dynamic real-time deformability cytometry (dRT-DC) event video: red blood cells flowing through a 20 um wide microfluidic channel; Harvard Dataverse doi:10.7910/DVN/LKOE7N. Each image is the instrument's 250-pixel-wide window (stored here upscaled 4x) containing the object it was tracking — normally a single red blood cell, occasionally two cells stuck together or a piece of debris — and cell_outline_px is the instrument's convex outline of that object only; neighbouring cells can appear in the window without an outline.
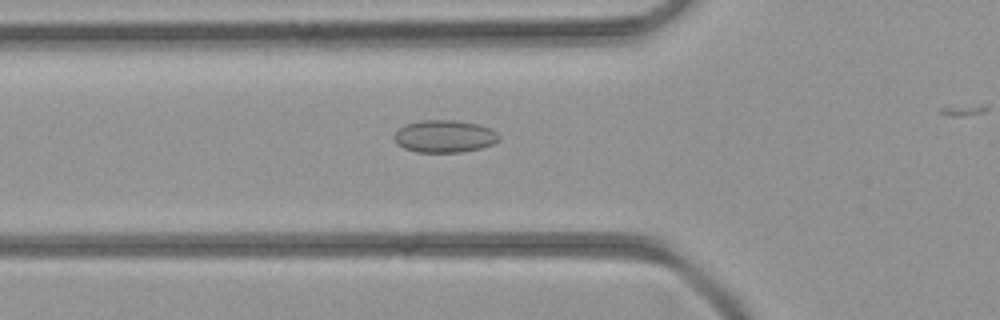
{"species": "common noctule bat (a hibernating species)", "species_latin": "Nyctalus noctula", "temperature_condition": "room temperature", "stored_images_in_passage": 6, "camera_frame_rate_fps": 3000, "um_per_image_px": 0.085, "animal": {"sex": "female", "body_mass_g": 21.9}, "frame": {"image": 1, "passage_image": 2, "time_ms": 0.333, "image_size_px": [1000, 320], "cell_outline_px": [[500, 140], [492, 144], [480, 148], [460, 152], [416, 152], [404, 148], [392, 136], [404, 124], [424, 120], [456, 120], [480, 124], [496, 132], [500, 136]], "centroid_in_image_um": [37.8, 11.58], "position_along_channel_um": 88.0, "area_um2": 19.71}}
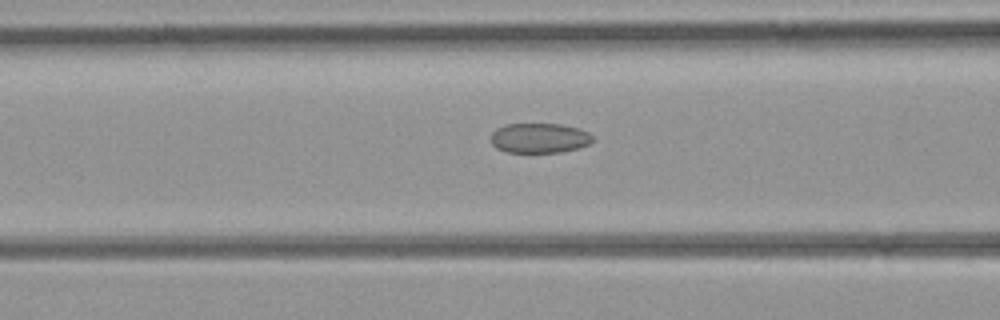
{"frame": {"image": 2, "passage_image": 4, "time_ms": 1.0, "image_size_px": [1000, 320], "cell_outline_px": [[596, 140], [580, 148], [560, 152], [508, 152], [496, 148], [492, 144], [492, 132], [496, 128], [504, 124], [560, 124], [580, 128], [588, 132]], "centroid_in_image_um": [45.88, 11.73], "position_along_channel_um": 120.7, "area_um2": 17.86}}